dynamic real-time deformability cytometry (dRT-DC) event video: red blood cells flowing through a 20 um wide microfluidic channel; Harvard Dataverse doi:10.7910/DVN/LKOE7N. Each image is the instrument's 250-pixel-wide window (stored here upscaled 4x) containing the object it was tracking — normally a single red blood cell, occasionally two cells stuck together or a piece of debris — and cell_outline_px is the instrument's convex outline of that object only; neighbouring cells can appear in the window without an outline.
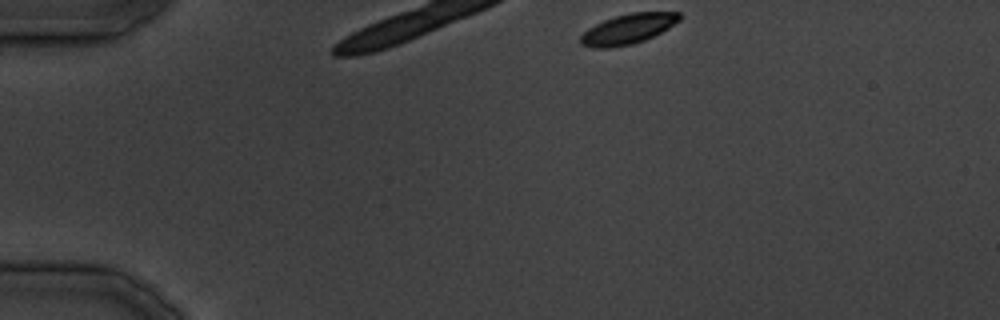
{"species": "common noctule bat (a hibernating species)", "species_latin": "Nyctalus noctula", "temperature_condition": "cold", "stored_images_in_passage": 6, "camera_frame_rate_fps": 3000, "um_per_image_px": 0.085, "animal": {"sex": "male", "body_mass_g": 19.5, "forearm_length_mm": 54.6}, "frame": {"image": 1, "passage_image": 1, "time_ms": 0.0, "image_size_px": [1000, 320], "cell_outline_px": [[680, 20], [668, 28], [644, 40], [632, 44], [608, 48], [592, 48], [580, 44], [580, 36], [588, 28], [604, 20], [616, 16], [632, 12], [680, 12]], "centroid_in_image_um": [53.36, 2.46], "position_along_channel_um": 31.6, "area_um2": 17.17}}